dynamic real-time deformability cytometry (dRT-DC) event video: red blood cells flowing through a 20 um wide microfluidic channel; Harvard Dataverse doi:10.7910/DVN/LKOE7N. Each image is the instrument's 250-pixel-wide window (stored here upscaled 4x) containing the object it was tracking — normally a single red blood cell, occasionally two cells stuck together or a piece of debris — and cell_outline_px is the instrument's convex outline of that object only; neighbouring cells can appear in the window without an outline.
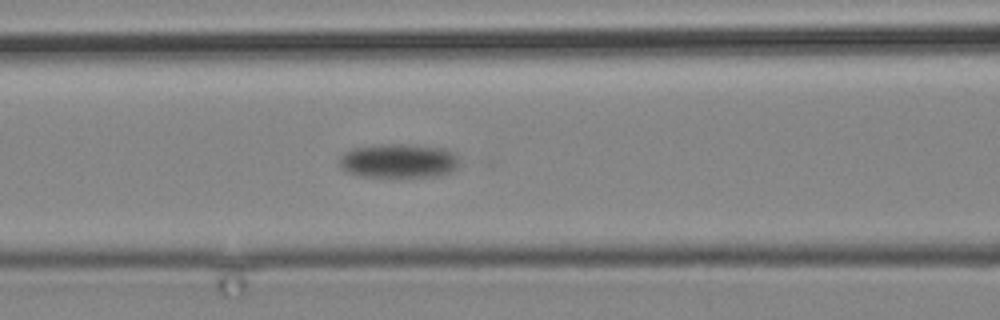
{"species": "common noctule bat (a hibernating species)", "species_latin": "Nyctalus noctula", "temperature_condition": "cold", "stored_images_in_passage": 11, "camera_frame_rate_fps": 3000, "um_per_image_px": 0.085, "animal": {"sex": "male", "body_mass_g": 19.2, "forearm_length_mm": 51.8}, "frame": {"image": 1, "passage_image": 11, "time_ms": 12.333, "image_size_px": [1000, 320], "cell_outline_px": [[460, 164], [452, 172], [436, 176], [360, 176], [348, 172], [340, 168], [340, 156], [344, 152], [352, 148], [376, 144], [408, 144], [444, 148], [456, 152], [460, 160]], "centroid_in_image_um": [33.92, 13.65], "position_along_channel_um": 132.7, "area_um2": 24.16}}